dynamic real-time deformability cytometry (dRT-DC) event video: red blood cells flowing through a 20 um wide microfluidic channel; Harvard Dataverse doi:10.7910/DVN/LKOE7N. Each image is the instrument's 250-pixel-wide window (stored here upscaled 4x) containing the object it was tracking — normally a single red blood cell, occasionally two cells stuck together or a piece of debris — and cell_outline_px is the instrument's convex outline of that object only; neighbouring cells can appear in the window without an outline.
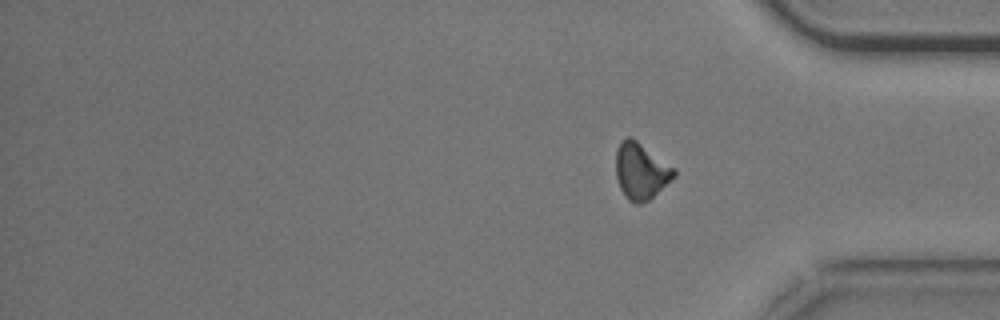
{"species": "common noctule bat (a hibernating species)", "species_latin": "Nyctalus noctula", "temperature_condition": "cold", "stored_images_in_passage": 52, "segment_of_instrument_passage": [2, 2], "camera_frame_rate_fps": 3000, "um_per_image_px": 0.085, "animal": {"sex": "male", "body_mass_g": 20.5, "forearm_length_mm": 52.5}, "frame": {"image": 1, "passage_image": 52, "time_ms": 17.0, "image_size_px": [1000, 320], "cell_outline_px": [[676, 176], [648, 200], [640, 204], [636, 204], [628, 200], [620, 188], [616, 180], [616, 152], [620, 144], [628, 136], [632, 136], [676, 168]], "centroid_in_image_um": [54.49, 14.53], "position_along_channel_um": 380.7, "area_um2": 19.19}}